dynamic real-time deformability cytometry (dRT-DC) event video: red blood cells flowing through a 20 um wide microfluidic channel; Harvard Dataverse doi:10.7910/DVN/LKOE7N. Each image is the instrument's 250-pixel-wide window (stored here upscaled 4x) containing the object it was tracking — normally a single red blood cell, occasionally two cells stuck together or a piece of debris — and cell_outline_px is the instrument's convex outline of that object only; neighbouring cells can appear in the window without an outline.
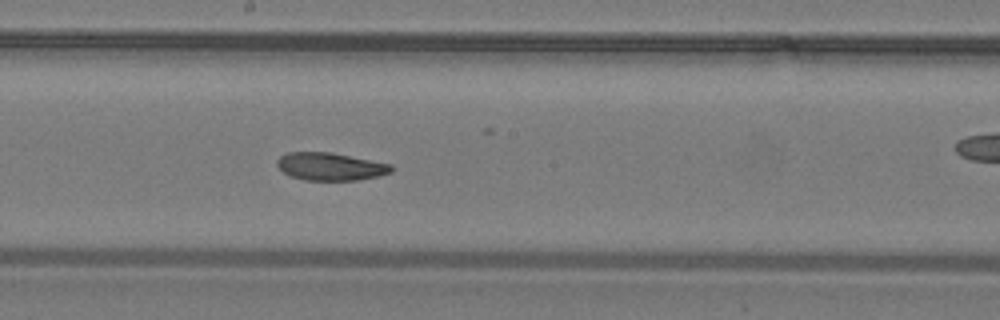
{"species": "common noctule bat (a hibernating species)", "species_latin": "Nyctalus noctula", "temperature_condition": "warm", "stored_images_in_passage": 29, "camera_frame_rate_fps": 3000, "um_per_image_px": 0.085, "animal": {"sex": "male", "body_mass_g": 19.2, "forearm_length_mm": 51.8}, "frame": {"image": 1, "passage_image": 13, "time_ms": 4.0, "image_size_px": [1000, 320], "cell_outline_px": [[396, 168], [392, 172], [380, 176], [356, 180], [304, 180], [292, 176], [284, 172], [276, 164], [276, 160], [280, 156], [288, 152], [332, 152], [392, 164]], "centroid_in_image_um": [28.13, 14.15], "position_along_channel_um": 220.1, "area_um2": 18.61}}
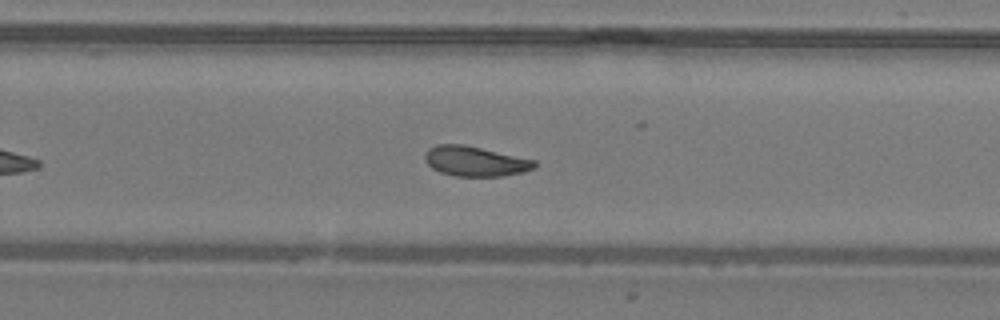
{"frame": {"image": 2, "passage_image": 17, "time_ms": 5.333, "image_size_px": [1000, 320], "cell_outline_px": [[536, 168], [524, 172], [504, 176], [456, 176], [440, 172], [432, 168], [424, 160], [424, 156], [428, 148], [436, 144], [464, 144], [536, 160]], "centroid_in_image_um": [40.39, 13.7], "position_along_channel_um": 289.4, "area_um2": 19.31}}